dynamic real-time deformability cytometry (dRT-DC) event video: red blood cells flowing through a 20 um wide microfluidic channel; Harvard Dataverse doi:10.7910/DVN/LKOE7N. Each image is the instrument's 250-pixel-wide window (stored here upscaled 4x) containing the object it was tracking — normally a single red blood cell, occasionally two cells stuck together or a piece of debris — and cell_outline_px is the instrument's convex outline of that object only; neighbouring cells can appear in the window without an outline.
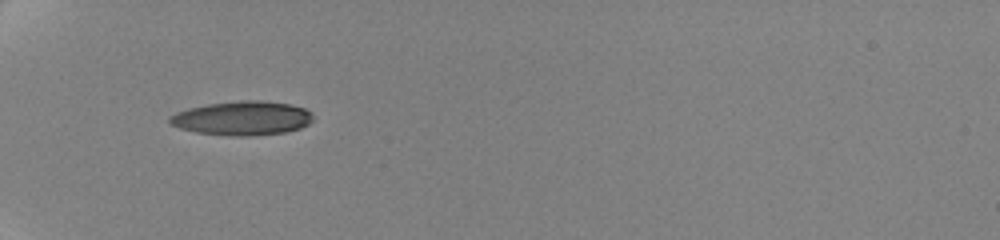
{"species": "human", "species_latin": "Homo sapiens", "temperature_condition": "cold", "stored_images_in_passage": 4, "camera_frame_rate_fps": 3000, "um_per_image_px": 0.085, "donor": {"sex": "female"}, "frame": {"image": 1, "passage_image": 3, "time_ms": 2.333, "image_size_px": [1000, 240], "cell_outline_px": [[312, 120], [308, 124], [300, 128], [284, 132], [196, 132], [180, 128], [172, 124], [168, 120], [168, 116], [176, 112], [188, 108], [208, 104], [244, 100], [260, 100], [292, 104], [304, 108], [312, 112]], "centroid_in_image_um": [20.6, 9.97], "position_along_channel_um": 64.4, "area_um2": 26.93}}
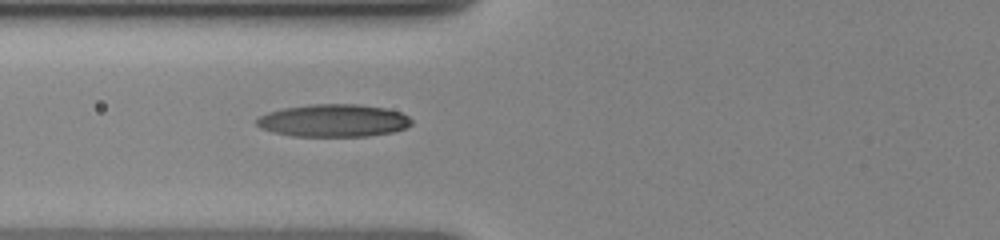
{"frame": {"image": 2, "passage_image": 4, "time_ms": 3.667, "image_size_px": [1000, 240], "cell_outline_px": [[412, 124], [404, 128], [392, 132], [368, 136], [292, 136], [272, 132], [260, 128], [256, 124], [256, 120], [260, 116], [268, 112], [284, 108], [312, 104], [356, 104], [384, 108], [400, 112], [408, 116], [412, 120]], "centroid_in_image_um": [28.33, 10.25], "position_along_channel_um": 97.5, "area_um2": 29.36}}